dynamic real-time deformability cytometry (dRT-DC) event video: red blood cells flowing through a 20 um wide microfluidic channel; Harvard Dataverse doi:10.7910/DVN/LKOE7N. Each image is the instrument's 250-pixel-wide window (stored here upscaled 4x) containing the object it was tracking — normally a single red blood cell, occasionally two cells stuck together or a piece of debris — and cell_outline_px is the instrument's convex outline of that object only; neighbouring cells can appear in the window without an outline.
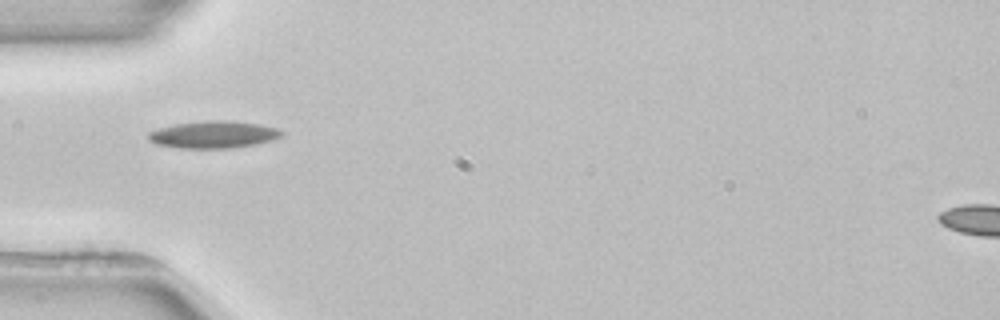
{"species": "common noctule bat (a hibernating species)", "species_latin": "Nyctalus noctula", "temperature_condition": "room temperature", "stored_images_in_passage": 1, "camera_frame_rate_fps": 3000, "um_per_image_px": 0.085, "animal": {"sex": "female", "body_mass_g": 22.7, "forearm_length_mm": 54.2}, "frame": {"image": 1, "passage_image": 1, "time_ms": 0.0, "image_size_px": [1000, 320], "cell_outline_px": [[284, 132], [280, 136], [272, 140], [256, 144], [232, 148], [180, 148], [156, 144], [148, 140], [148, 132], [160, 128], [176, 124], [208, 120], [224, 120], [260, 124], [276, 128]], "centroid_in_image_um": [18.14, 11.44], "position_along_channel_um": 66.9, "area_um2": 20.98}}